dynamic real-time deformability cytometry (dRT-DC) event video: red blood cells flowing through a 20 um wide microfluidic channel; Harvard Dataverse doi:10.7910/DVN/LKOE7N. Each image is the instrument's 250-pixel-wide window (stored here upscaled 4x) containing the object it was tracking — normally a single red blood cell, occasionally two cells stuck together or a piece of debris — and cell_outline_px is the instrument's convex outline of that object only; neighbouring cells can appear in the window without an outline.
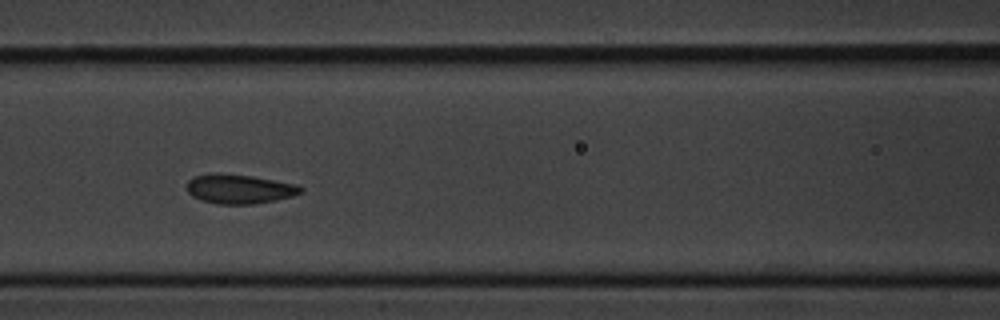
{"species": "common noctule bat (a hibernating species)", "species_latin": "Nyctalus noctula", "temperature_condition": "cold", "stored_images_in_passage": 7, "segment_of_instrument_passage": [1, 2], "camera_frame_rate_fps": 3000, "um_per_image_px": 0.085, "animal": {"sex": "male", "body_mass_g": 20.1, "forearm_length_mm": 53.5}, "frame": {"image": 1, "passage_image": 6, "time_ms": 5.667, "image_size_px": [1000, 320], "cell_outline_px": [[304, 192], [292, 196], [276, 200], [256, 204], [216, 204], [200, 200], [192, 196], [188, 192], [188, 180], [192, 176], [212, 172], [252, 176], [296, 184], [304, 188]], "centroid_in_image_um": [20.34, 16.06], "position_along_channel_um": 146.3, "area_um2": 19.71}}